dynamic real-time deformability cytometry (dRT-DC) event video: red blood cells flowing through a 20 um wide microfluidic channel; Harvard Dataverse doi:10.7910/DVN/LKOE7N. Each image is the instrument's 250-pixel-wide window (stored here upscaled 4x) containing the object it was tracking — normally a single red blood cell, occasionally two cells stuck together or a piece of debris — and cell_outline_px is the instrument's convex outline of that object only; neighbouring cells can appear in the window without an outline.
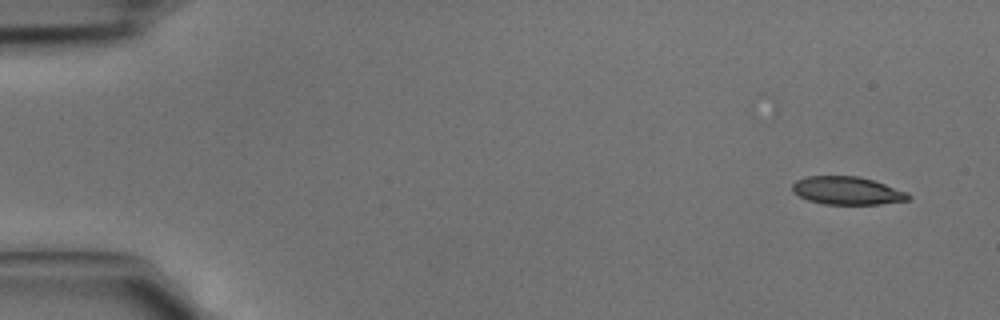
{"species": "common noctule bat (a hibernating species)", "species_latin": "Nyctalus noctula", "temperature_condition": "cold", "stored_images_in_passage": 4, "camera_frame_rate_fps": 3000, "um_per_image_px": 0.085, "animal": {"sex": "male", "body_mass_g": 15.6}, "frame": {"image": 1, "passage_image": 1, "time_ms": 0.0, "image_size_px": [1000, 320], "cell_outline_px": [[912, 196], [908, 200], [880, 204], [824, 204], [808, 200], [792, 192], [792, 184], [796, 180], [808, 176], [856, 176], [872, 180], [908, 192]], "centroid_in_image_um": [72.0, 16.21], "position_along_channel_um": 13.0, "area_um2": 18.84}}
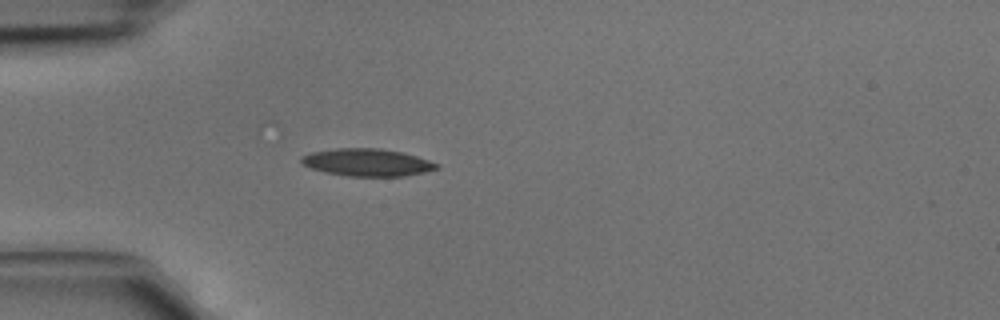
{"frame": {"image": 2, "passage_image": 4, "time_ms": 1.0, "image_size_px": [1000, 320], "cell_outline_px": [[440, 168], [424, 172], [404, 176], [348, 176], [324, 172], [312, 168], [304, 164], [300, 160], [300, 156], [312, 152], [336, 148], [380, 148], [404, 152], [440, 164]], "centroid_in_image_um": [31.23, 13.8], "position_along_channel_um": 53.8, "area_um2": 21.68}}